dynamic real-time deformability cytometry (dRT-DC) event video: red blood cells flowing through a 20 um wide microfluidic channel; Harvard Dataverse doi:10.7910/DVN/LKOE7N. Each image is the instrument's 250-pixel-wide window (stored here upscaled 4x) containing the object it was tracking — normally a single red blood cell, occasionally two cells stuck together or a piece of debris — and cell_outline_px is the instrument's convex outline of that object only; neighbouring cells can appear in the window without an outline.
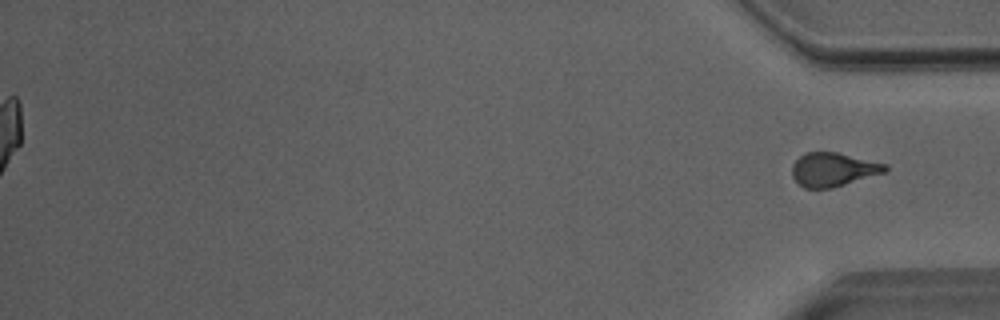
{"species": "Egyptian fruit bat (a non-hibernating species)", "species_latin": "Rousettus aegyptiacus", "temperature_condition": "room temperature", "stored_images_in_passage": 38, "segment_of_instrument_passage": [2, 2], "camera_frame_rate_fps": 3000, "um_per_image_px": 0.085, "animal": {"sex": "male"}, "frame": {"image": 1, "passage_image": 38, "time_ms": 12.333, "image_size_px": [1000, 320], "cell_outline_px": [[888, 168], [884, 172], [832, 188], [804, 188], [792, 176], [792, 164], [800, 156], [808, 152], [836, 152], [888, 164]], "centroid_in_image_um": [70.81, 14.4], "position_along_channel_um": 364.4, "area_um2": 18.09}}